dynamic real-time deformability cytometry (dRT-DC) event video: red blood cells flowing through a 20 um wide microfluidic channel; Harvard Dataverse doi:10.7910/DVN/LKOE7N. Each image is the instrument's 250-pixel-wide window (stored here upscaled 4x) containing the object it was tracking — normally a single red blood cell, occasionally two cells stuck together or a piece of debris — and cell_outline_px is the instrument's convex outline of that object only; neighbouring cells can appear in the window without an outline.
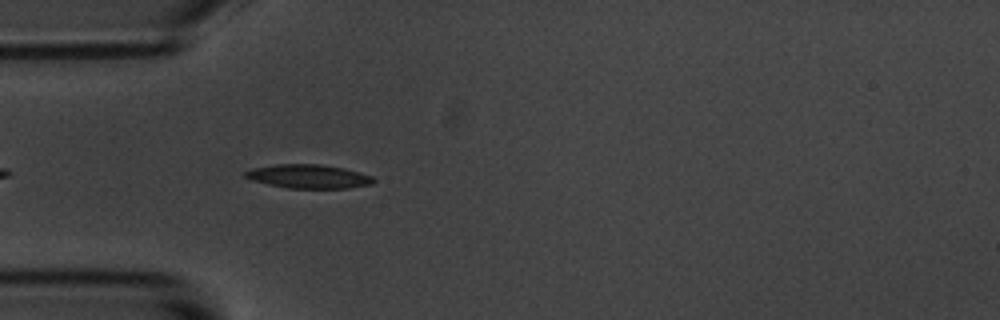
{"species": "common noctule bat (a hibernating species)", "species_latin": "Nyctalus noctula", "temperature_condition": "room temperature", "stored_images_in_passage": 38, "camera_frame_rate_fps": 3000, "um_per_image_px": 0.085, "animal": {"sex": "male", "body_mass_g": 20.1, "forearm_length_mm": 53.5}, "frame": {"image": 1, "passage_image": 4, "time_ms": 1.0, "image_size_px": [1000, 320], "cell_outline_px": [[376, 180], [372, 184], [348, 188], [288, 188], [268, 184], [252, 180], [244, 176], [244, 172], [252, 168], [276, 164], [320, 164], [344, 168], [372, 176]], "centroid_in_image_um": [26.23, 14.99], "position_along_channel_um": 58.8, "area_um2": 17.74}}
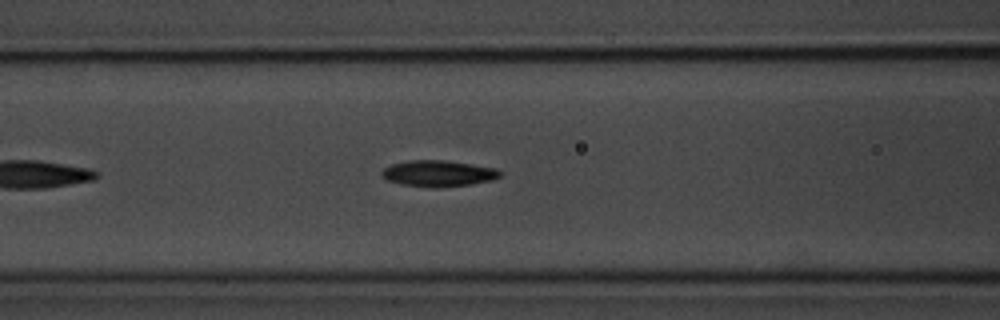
{"frame": {"image": 2, "passage_image": 10, "time_ms": 3.0, "image_size_px": [1000, 320], "cell_outline_px": [[504, 172], [500, 176], [492, 180], [472, 184], [436, 188], [428, 188], [400, 184], [388, 180], [380, 172], [384, 168], [392, 164], [408, 160], [444, 160], [496, 168]], "centroid_in_image_um": [37.27, 14.75], "position_along_channel_um": 129.3, "area_um2": 18.15}}
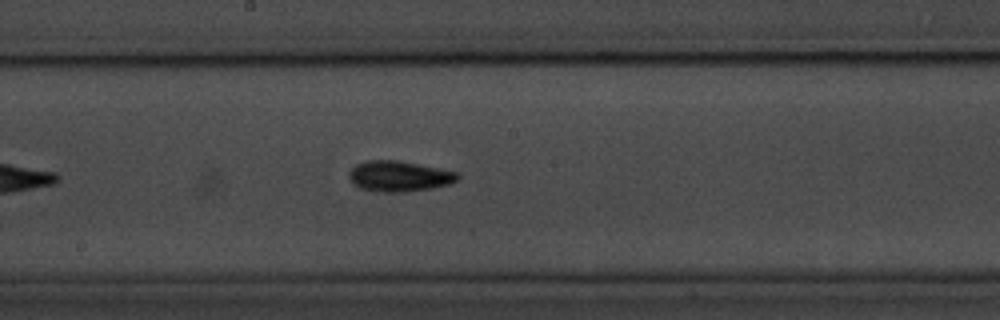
{"frame": {"image": 3, "passage_image": 17, "time_ms": 5.333, "image_size_px": [1000, 320], "cell_outline_px": [[460, 180], [448, 184], [432, 188], [404, 192], [384, 192], [360, 188], [352, 184], [348, 176], [348, 172], [356, 164], [368, 160], [396, 160], [456, 172], [460, 176]], "centroid_in_image_um": [33.89, 14.98], "position_along_channel_um": 214.3, "area_um2": 19.25}, "authors_computed_cell_mechanics": {"area_um2": 17.6579, "velocity_mm_per_s": 3.6385, "shape_relaxation_time_tau1_ms": 2.8472, "shape_relaxation_time_tau2_ms": 10.1457, "deformation_change_tau1": 0.1105, "deformation_change_tau2": 0.1899}}